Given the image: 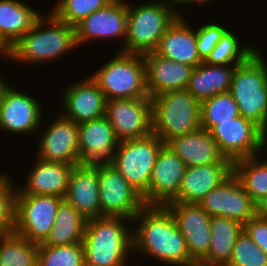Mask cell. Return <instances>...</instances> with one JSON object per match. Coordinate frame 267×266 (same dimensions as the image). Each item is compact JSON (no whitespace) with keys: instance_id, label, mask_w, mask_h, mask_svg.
Returning a JSON list of instances; mask_svg holds the SVG:
<instances>
[{"instance_id":"d6986e66","label":"cell","mask_w":267,"mask_h":266,"mask_svg":"<svg viewBox=\"0 0 267 266\" xmlns=\"http://www.w3.org/2000/svg\"><path fill=\"white\" fill-rule=\"evenodd\" d=\"M118 143L114 129L105 116L78 124L81 164H111Z\"/></svg>"},{"instance_id":"4dcf8cb0","label":"cell","mask_w":267,"mask_h":266,"mask_svg":"<svg viewBox=\"0 0 267 266\" xmlns=\"http://www.w3.org/2000/svg\"><path fill=\"white\" fill-rule=\"evenodd\" d=\"M233 174L256 204L267 196V160L260 161L259 156L238 159L233 162Z\"/></svg>"},{"instance_id":"8d00e7d4","label":"cell","mask_w":267,"mask_h":266,"mask_svg":"<svg viewBox=\"0 0 267 266\" xmlns=\"http://www.w3.org/2000/svg\"><path fill=\"white\" fill-rule=\"evenodd\" d=\"M226 266H267V254L243 230L237 237Z\"/></svg>"},{"instance_id":"484cf974","label":"cell","mask_w":267,"mask_h":266,"mask_svg":"<svg viewBox=\"0 0 267 266\" xmlns=\"http://www.w3.org/2000/svg\"><path fill=\"white\" fill-rule=\"evenodd\" d=\"M167 145L184 162L186 167L220 163V153L211 133L200 127L189 134L171 139Z\"/></svg>"},{"instance_id":"f546056e","label":"cell","mask_w":267,"mask_h":266,"mask_svg":"<svg viewBox=\"0 0 267 266\" xmlns=\"http://www.w3.org/2000/svg\"><path fill=\"white\" fill-rule=\"evenodd\" d=\"M87 219L77 209L63 200L58 207L56 219L46 240L38 246H62L82 243Z\"/></svg>"},{"instance_id":"52a82bcc","label":"cell","mask_w":267,"mask_h":266,"mask_svg":"<svg viewBox=\"0 0 267 266\" xmlns=\"http://www.w3.org/2000/svg\"><path fill=\"white\" fill-rule=\"evenodd\" d=\"M93 73L91 78L102 90L106 100L149 97L142 54L117 51Z\"/></svg>"},{"instance_id":"8992f818","label":"cell","mask_w":267,"mask_h":266,"mask_svg":"<svg viewBox=\"0 0 267 266\" xmlns=\"http://www.w3.org/2000/svg\"><path fill=\"white\" fill-rule=\"evenodd\" d=\"M201 103L187 89L152 97L153 133L167 144L171 139L198 130Z\"/></svg>"},{"instance_id":"7bdbcfd3","label":"cell","mask_w":267,"mask_h":266,"mask_svg":"<svg viewBox=\"0 0 267 266\" xmlns=\"http://www.w3.org/2000/svg\"><path fill=\"white\" fill-rule=\"evenodd\" d=\"M9 87L10 86H8V83L6 84L0 75V105L2 104L5 93L9 89Z\"/></svg>"},{"instance_id":"9a60e30c","label":"cell","mask_w":267,"mask_h":266,"mask_svg":"<svg viewBox=\"0 0 267 266\" xmlns=\"http://www.w3.org/2000/svg\"><path fill=\"white\" fill-rule=\"evenodd\" d=\"M128 3L111 0L75 26L76 43L80 47L95 39L126 38ZM122 36V37H121ZM85 43V44H84Z\"/></svg>"},{"instance_id":"ba28073f","label":"cell","mask_w":267,"mask_h":266,"mask_svg":"<svg viewBox=\"0 0 267 266\" xmlns=\"http://www.w3.org/2000/svg\"><path fill=\"white\" fill-rule=\"evenodd\" d=\"M164 145L152 132L143 138L119 141L115 150L111 164L142 197L148 192L153 167Z\"/></svg>"},{"instance_id":"2e32d148","label":"cell","mask_w":267,"mask_h":266,"mask_svg":"<svg viewBox=\"0 0 267 266\" xmlns=\"http://www.w3.org/2000/svg\"><path fill=\"white\" fill-rule=\"evenodd\" d=\"M186 166L165 144L159 151L150 177L148 192L142 197L145 205H165L179 193Z\"/></svg>"},{"instance_id":"30bf717a","label":"cell","mask_w":267,"mask_h":266,"mask_svg":"<svg viewBox=\"0 0 267 266\" xmlns=\"http://www.w3.org/2000/svg\"><path fill=\"white\" fill-rule=\"evenodd\" d=\"M220 153L232 162L258 156L267 147V134L243 116L219 122L210 131ZM263 149V150H262Z\"/></svg>"},{"instance_id":"44dd1931","label":"cell","mask_w":267,"mask_h":266,"mask_svg":"<svg viewBox=\"0 0 267 266\" xmlns=\"http://www.w3.org/2000/svg\"><path fill=\"white\" fill-rule=\"evenodd\" d=\"M233 174V162L224 158L220 163L186 167L178 195L171 202L196 203Z\"/></svg>"},{"instance_id":"74e56055","label":"cell","mask_w":267,"mask_h":266,"mask_svg":"<svg viewBox=\"0 0 267 266\" xmlns=\"http://www.w3.org/2000/svg\"><path fill=\"white\" fill-rule=\"evenodd\" d=\"M13 184L6 173H0V235L14 231L17 188Z\"/></svg>"},{"instance_id":"5b68a950","label":"cell","mask_w":267,"mask_h":266,"mask_svg":"<svg viewBox=\"0 0 267 266\" xmlns=\"http://www.w3.org/2000/svg\"><path fill=\"white\" fill-rule=\"evenodd\" d=\"M229 92L240 115L253 121L267 134V63L260 52L236 66Z\"/></svg>"},{"instance_id":"cb8c5ba5","label":"cell","mask_w":267,"mask_h":266,"mask_svg":"<svg viewBox=\"0 0 267 266\" xmlns=\"http://www.w3.org/2000/svg\"><path fill=\"white\" fill-rule=\"evenodd\" d=\"M36 159L34 168L29 170L26 185L17 188L16 194L55 195L64 198L74 165Z\"/></svg>"},{"instance_id":"7a4b0ae2","label":"cell","mask_w":267,"mask_h":266,"mask_svg":"<svg viewBox=\"0 0 267 266\" xmlns=\"http://www.w3.org/2000/svg\"><path fill=\"white\" fill-rule=\"evenodd\" d=\"M49 13L41 15L33 27L9 48V60L27 64L47 63L78 48L75 27Z\"/></svg>"},{"instance_id":"d4e9b609","label":"cell","mask_w":267,"mask_h":266,"mask_svg":"<svg viewBox=\"0 0 267 266\" xmlns=\"http://www.w3.org/2000/svg\"><path fill=\"white\" fill-rule=\"evenodd\" d=\"M154 52L194 68L203 62L197 51L196 30L188 25L184 16H178L169 26Z\"/></svg>"},{"instance_id":"ffe728a7","label":"cell","mask_w":267,"mask_h":266,"mask_svg":"<svg viewBox=\"0 0 267 266\" xmlns=\"http://www.w3.org/2000/svg\"><path fill=\"white\" fill-rule=\"evenodd\" d=\"M62 115L80 124L96 120L105 116L106 98L97 83L89 76L83 81L79 80L63 91Z\"/></svg>"},{"instance_id":"d590c367","label":"cell","mask_w":267,"mask_h":266,"mask_svg":"<svg viewBox=\"0 0 267 266\" xmlns=\"http://www.w3.org/2000/svg\"><path fill=\"white\" fill-rule=\"evenodd\" d=\"M111 0H60L51 12L61 21L76 26Z\"/></svg>"},{"instance_id":"f35d334b","label":"cell","mask_w":267,"mask_h":266,"mask_svg":"<svg viewBox=\"0 0 267 266\" xmlns=\"http://www.w3.org/2000/svg\"><path fill=\"white\" fill-rule=\"evenodd\" d=\"M224 24L210 23L196 29V43L199 57L204 62L213 51L223 34L228 30Z\"/></svg>"},{"instance_id":"ac0fdd59","label":"cell","mask_w":267,"mask_h":266,"mask_svg":"<svg viewBox=\"0 0 267 266\" xmlns=\"http://www.w3.org/2000/svg\"><path fill=\"white\" fill-rule=\"evenodd\" d=\"M38 159L80 165L78 145V124L65 118L62 114L41 132Z\"/></svg>"},{"instance_id":"277c9868","label":"cell","mask_w":267,"mask_h":266,"mask_svg":"<svg viewBox=\"0 0 267 266\" xmlns=\"http://www.w3.org/2000/svg\"><path fill=\"white\" fill-rule=\"evenodd\" d=\"M169 7L163 0L130 5L125 43L119 52L145 54L154 51L162 36L178 16L183 14Z\"/></svg>"},{"instance_id":"d6a6232c","label":"cell","mask_w":267,"mask_h":266,"mask_svg":"<svg viewBox=\"0 0 267 266\" xmlns=\"http://www.w3.org/2000/svg\"><path fill=\"white\" fill-rule=\"evenodd\" d=\"M239 41L236 35L228 29L204 62L211 65H240L259 51L251 45L243 46Z\"/></svg>"},{"instance_id":"9c48e42d","label":"cell","mask_w":267,"mask_h":266,"mask_svg":"<svg viewBox=\"0 0 267 266\" xmlns=\"http://www.w3.org/2000/svg\"><path fill=\"white\" fill-rule=\"evenodd\" d=\"M64 198L55 195L16 194L14 232L35 244H42L54 225Z\"/></svg>"},{"instance_id":"b9f144b4","label":"cell","mask_w":267,"mask_h":266,"mask_svg":"<svg viewBox=\"0 0 267 266\" xmlns=\"http://www.w3.org/2000/svg\"><path fill=\"white\" fill-rule=\"evenodd\" d=\"M257 216L267 219V196L261 199L257 204Z\"/></svg>"},{"instance_id":"8fae6325","label":"cell","mask_w":267,"mask_h":266,"mask_svg":"<svg viewBox=\"0 0 267 266\" xmlns=\"http://www.w3.org/2000/svg\"><path fill=\"white\" fill-rule=\"evenodd\" d=\"M101 216L133 220L145 206L142 196L132 188L112 164L98 165Z\"/></svg>"},{"instance_id":"1f68e13d","label":"cell","mask_w":267,"mask_h":266,"mask_svg":"<svg viewBox=\"0 0 267 266\" xmlns=\"http://www.w3.org/2000/svg\"><path fill=\"white\" fill-rule=\"evenodd\" d=\"M38 244L11 232L0 235V266H37Z\"/></svg>"},{"instance_id":"7402d4cb","label":"cell","mask_w":267,"mask_h":266,"mask_svg":"<svg viewBox=\"0 0 267 266\" xmlns=\"http://www.w3.org/2000/svg\"><path fill=\"white\" fill-rule=\"evenodd\" d=\"M142 55L146 67V88L150 98L173 90L187 89L193 66L174 62L154 51Z\"/></svg>"},{"instance_id":"603a6c76","label":"cell","mask_w":267,"mask_h":266,"mask_svg":"<svg viewBox=\"0 0 267 266\" xmlns=\"http://www.w3.org/2000/svg\"><path fill=\"white\" fill-rule=\"evenodd\" d=\"M87 220L101 217L98 165L74 166L64 197Z\"/></svg>"},{"instance_id":"f1b7e54d","label":"cell","mask_w":267,"mask_h":266,"mask_svg":"<svg viewBox=\"0 0 267 266\" xmlns=\"http://www.w3.org/2000/svg\"><path fill=\"white\" fill-rule=\"evenodd\" d=\"M210 247L197 266H226L243 225L227 217H211Z\"/></svg>"},{"instance_id":"ee69618b","label":"cell","mask_w":267,"mask_h":266,"mask_svg":"<svg viewBox=\"0 0 267 266\" xmlns=\"http://www.w3.org/2000/svg\"><path fill=\"white\" fill-rule=\"evenodd\" d=\"M1 55L5 59L9 58L8 57V50L0 42V57H1Z\"/></svg>"},{"instance_id":"7c38bea8","label":"cell","mask_w":267,"mask_h":266,"mask_svg":"<svg viewBox=\"0 0 267 266\" xmlns=\"http://www.w3.org/2000/svg\"><path fill=\"white\" fill-rule=\"evenodd\" d=\"M105 117L119 141L143 138L153 132L152 98L107 100Z\"/></svg>"},{"instance_id":"e575fe53","label":"cell","mask_w":267,"mask_h":266,"mask_svg":"<svg viewBox=\"0 0 267 266\" xmlns=\"http://www.w3.org/2000/svg\"><path fill=\"white\" fill-rule=\"evenodd\" d=\"M37 266H85L83 243L38 246Z\"/></svg>"},{"instance_id":"ab89813d","label":"cell","mask_w":267,"mask_h":266,"mask_svg":"<svg viewBox=\"0 0 267 266\" xmlns=\"http://www.w3.org/2000/svg\"><path fill=\"white\" fill-rule=\"evenodd\" d=\"M243 230L267 254V219L256 215L243 225Z\"/></svg>"},{"instance_id":"3957f363","label":"cell","mask_w":267,"mask_h":266,"mask_svg":"<svg viewBox=\"0 0 267 266\" xmlns=\"http://www.w3.org/2000/svg\"><path fill=\"white\" fill-rule=\"evenodd\" d=\"M128 221L133 224L124 217L101 216L87 220L82 241L85 266H127L128 252L133 250L132 231L124 225Z\"/></svg>"},{"instance_id":"6da1fadb","label":"cell","mask_w":267,"mask_h":266,"mask_svg":"<svg viewBox=\"0 0 267 266\" xmlns=\"http://www.w3.org/2000/svg\"><path fill=\"white\" fill-rule=\"evenodd\" d=\"M133 250L172 266H197L174 217L163 205H145L133 218Z\"/></svg>"},{"instance_id":"4fadbf2b","label":"cell","mask_w":267,"mask_h":266,"mask_svg":"<svg viewBox=\"0 0 267 266\" xmlns=\"http://www.w3.org/2000/svg\"><path fill=\"white\" fill-rule=\"evenodd\" d=\"M199 205L211 217H227L242 225L257 215L256 203L234 174L212 189Z\"/></svg>"},{"instance_id":"e0dca14e","label":"cell","mask_w":267,"mask_h":266,"mask_svg":"<svg viewBox=\"0 0 267 266\" xmlns=\"http://www.w3.org/2000/svg\"><path fill=\"white\" fill-rule=\"evenodd\" d=\"M39 102L33 96L10 86L0 105V130L16 135L41 132L43 108Z\"/></svg>"},{"instance_id":"83f0119b","label":"cell","mask_w":267,"mask_h":266,"mask_svg":"<svg viewBox=\"0 0 267 266\" xmlns=\"http://www.w3.org/2000/svg\"><path fill=\"white\" fill-rule=\"evenodd\" d=\"M236 66L238 65H211L202 62L193 69L187 90L200 103L217 94L229 92Z\"/></svg>"},{"instance_id":"836d02e7","label":"cell","mask_w":267,"mask_h":266,"mask_svg":"<svg viewBox=\"0 0 267 266\" xmlns=\"http://www.w3.org/2000/svg\"><path fill=\"white\" fill-rule=\"evenodd\" d=\"M240 111L230 92L217 94L201 102L200 126L210 131L219 122L239 117Z\"/></svg>"},{"instance_id":"4316f807","label":"cell","mask_w":267,"mask_h":266,"mask_svg":"<svg viewBox=\"0 0 267 266\" xmlns=\"http://www.w3.org/2000/svg\"><path fill=\"white\" fill-rule=\"evenodd\" d=\"M41 16L19 0H0V42L9 48L25 35Z\"/></svg>"},{"instance_id":"5bb4252c","label":"cell","mask_w":267,"mask_h":266,"mask_svg":"<svg viewBox=\"0 0 267 266\" xmlns=\"http://www.w3.org/2000/svg\"><path fill=\"white\" fill-rule=\"evenodd\" d=\"M164 206L174 217L191 259L198 265L209 251L211 216L196 203L169 202Z\"/></svg>"},{"instance_id":"60d3db41","label":"cell","mask_w":267,"mask_h":266,"mask_svg":"<svg viewBox=\"0 0 267 266\" xmlns=\"http://www.w3.org/2000/svg\"><path fill=\"white\" fill-rule=\"evenodd\" d=\"M169 7H173V6H177V5H180V4H182V5H186V4H191V3H194L195 4V2H197V3H200V4H207V3H209V1L211 2V0H163ZM172 4H171V3ZM174 3H175V5H174Z\"/></svg>"}]
</instances>
